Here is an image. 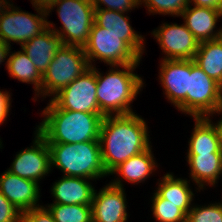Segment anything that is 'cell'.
Instances as JSON below:
<instances>
[{
    "label": "cell",
    "instance_id": "cell-8",
    "mask_svg": "<svg viewBox=\"0 0 222 222\" xmlns=\"http://www.w3.org/2000/svg\"><path fill=\"white\" fill-rule=\"evenodd\" d=\"M222 113V87L211 79L194 60L187 91V114L193 118Z\"/></svg>",
    "mask_w": 222,
    "mask_h": 222
},
{
    "label": "cell",
    "instance_id": "cell-27",
    "mask_svg": "<svg viewBox=\"0 0 222 222\" xmlns=\"http://www.w3.org/2000/svg\"><path fill=\"white\" fill-rule=\"evenodd\" d=\"M151 209L158 222H186L187 215L180 209V204L167 202L156 191L152 197Z\"/></svg>",
    "mask_w": 222,
    "mask_h": 222
},
{
    "label": "cell",
    "instance_id": "cell-10",
    "mask_svg": "<svg viewBox=\"0 0 222 222\" xmlns=\"http://www.w3.org/2000/svg\"><path fill=\"white\" fill-rule=\"evenodd\" d=\"M96 87V66H93L51 99L61 109L103 114L99 109Z\"/></svg>",
    "mask_w": 222,
    "mask_h": 222
},
{
    "label": "cell",
    "instance_id": "cell-3",
    "mask_svg": "<svg viewBox=\"0 0 222 222\" xmlns=\"http://www.w3.org/2000/svg\"><path fill=\"white\" fill-rule=\"evenodd\" d=\"M137 66L139 63L112 65L105 76L96 68V97L105 116L134 113L130 105L144 85L143 79L133 73Z\"/></svg>",
    "mask_w": 222,
    "mask_h": 222
},
{
    "label": "cell",
    "instance_id": "cell-24",
    "mask_svg": "<svg viewBox=\"0 0 222 222\" xmlns=\"http://www.w3.org/2000/svg\"><path fill=\"white\" fill-rule=\"evenodd\" d=\"M195 64L222 87V41L213 39L199 44Z\"/></svg>",
    "mask_w": 222,
    "mask_h": 222
},
{
    "label": "cell",
    "instance_id": "cell-11",
    "mask_svg": "<svg viewBox=\"0 0 222 222\" xmlns=\"http://www.w3.org/2000/svg\"><path fill=\"white\" fill-rule=\"evenodd\" d=\"M51 170L50 150L46 140L35 131L33 146L16 154L7 171L39 183Z\"/></svg>",
    "mask_w": 222,
    "mask_h": 222
},
{
    "label": "cell",
    "instance_id": "cell-29",
    "mask_svg": "<svg viewBox=\"0 0 222 222\" xmlns=\"http://www.w3.org/2000/svg\"><path fill=\"white\" fill-rule=\"evenodd\" d=\"M186 222H222V203L208 204V206H192Z\"/></svg>",
    "mask_w": 222,
    "mask_h": 222
},
{
    "label": "cell",
    "instance_id": "cell-9",
    "mask_svg": "<svg viewBox=\"0 0 222 222\" xmlns=\"http://www.w3.org/2000/svg\"><path fill=\"white\" fill-rule=\"evenodd\" d=\"M19 10L10 4L0 13V40L9 46L11 41L21 46L47 29L46 10L35 7L38 15Z\"/></svg>",
    "mask_w": 222,
    "mask_h": 222
},
{
    "label": "cell",
    "instance_id": "cell-36",
    "mask_svg": "<svg viewBox=\"0 0 222 222\" xmlns=\"http://www.w3.org/2000/svg\"><path fill=\"white\" fill-rule=\"evenodd\" d=\"M10 50L11 46L0 40V64L6 60V57H8L9 53L11 52Z\"/></svg>",
    "mask_w": 222,
    "mask_h": 222
},
{
    "label": "cell",
    "instance_id": "cell-20",
    "mask_svg": "<svg viewBox=\"0 0 222 222\" xmlns=\"http://www.w3.org/2000/svg\"><path fill=\"white\" fill-rule=\"evenodd\" d=\"M192 181L196 182L198 190L208 185H216L219 175H222V153H205L187 155Z\"/></svg>",
    "mask_w": 222,
    "mask_h": 222
},
{
    "label": "cell",
    "instance_id": "cell-15",
    "mask_svg": "<svg viewBox=\"0 0 222 222\" xmlns=\"http://www.w3.org/2000/svg\"><path fill=\"white\" fill-rule=\"evenodd\" d=\"M39 183L21 178L5 171L0 175V192L19 211L24 212L39 207Z\"/></svg>",
    "mask_w": 222,
    "mask_h": 222
},
{
    "label": "cell",
    "instance_id": "cell-25",
    "mask_svg": "<svg viewBox=\"0 0 222 222\" xmlns=\"http://www.w3.org/2000/svg\"><path fill=\"white\" fill-rule=\"evenodd\" d=\"M6 67L10 77L17 79L23 83L34 84V91L36 94L41 90L42 74L38 71L35 65L32 63L28 55L21 51L11 52L8 55Z\"/></svg>",
    "mask_w": 222,
    "mask_h": 222
},
{
    "label": "cell",
    "instance_id": "cell-31",
    "mask_svg": "<svg viewBox=\"0 0 222 222\" xmlns=\"http://www.w3.org/2000/svg\"><path fill=\"white\" fill-rule=\"evenodd\" d=\"M19 222H55V220L46 207L39 206L28 211L21 212Z\"/></svg>",
    "mask_w": 222,
    "mask_h": 222
},
{
    "label": "cell",
    "instance_id": "cell-16",
    "mask_svg": "<svg viewBox=\"0 0 222 222\" xmlns=\"http://www.w3.org/2000/svg\"><path fill=\"white\" fill-rule=\"evenodd\" d=\"M95 23L109 32L122 36L124 40L141 58L144 53V38L130 26L128 16L123 12L95 8Z\"/></svg>",
    "mask_w": 222,
    "mask_h": 222
},
{
    "label": "cell",
    "instance_id": "cell-37",
    "mask_svg": "<svg viewBox=\"0 0 222 222\" xmlns=\"http://www.w3.org/2000/svg\"><path fill=\"white\" fill-rule=\"evenodd\" d=\"M214 124H215V127H216L217 132H218L220 147H221V150H222V119L220 121H218L217 123H214Z\"/></svg>",
    "mask_w": 222,
    "mask_h": 222
},
{
    "label": "cell",
    "instance_id": "cell-35",
    "mask_svg": "<svg viewBox=\"0 0 222 222\" xmlns=\"http://www.w3.org/2000/svg\"><path fill=\"white\" fill-rule=\"evenodd\" d=\"M56 0H31L32 7L47 10Z\"/></svg>",
    "mask_w": 222,
    "mask_h": 222
},
{
    "label": "cell",
    "instance_id": "cell-5",
    "mask_svg": "<svg viewBox=\"0 0 222 222\" xmlns=\"http://www.w3.org/2000/svg\"><path fill=\"white\" fill-rule=\"evenodd\" d=\"M57 6L62 26L58 30L47 21V28L53 30L63 45L84 47L89 39L95 21V8L92 0H56L47 10V15ZM53 27V28H52Z\"/></svg>",
    "mask_w": 222,
    "mask_h": 222
},
{
    "label": "cell",
    "instance_id": "cell-18",
    "mask_svg": "<svg viewBox=\"0 0 222 222\" xmlns=\"http://www.w3.org/2000/svg\"><path fill=\"white\" fill-rule=\"evenodd\" d=\"M92 179L63 176L55 182L51 194L54 203L64 205H91L95 188L89 182Z\"/></svg>",
    "mask_w": 222,
    "mask_h": 222
},
{
    "label": "cell",
    "instance_id": "cell-33",
    "mask_svg": "<svg viewBox=\"0 0 222 222\" xmlns=\"http://www.w3.org/2000/svg\"><path fill=\"white\" fill-rule=\"evenodd\" d=\"M7 91L0 90V125L6 120L8 113L10 112L11 98ZM1 140V139H0ZM2 147V142L0 141V148Z\"/></svg>",
    "mask_w": 222,
    "mask_h": 222
},
{
    "label": "cell",
    "instance_id": "cell-23",
    "mask_svg": "<svg viewBox=\"0 0 222 222\" xmlns=\"http://www.w3.org/2000/svg\"><path fill=\"white\" fill-rule=\"evenodd\" d=\"M188 183L186 179L175 178L172 173H167L155 191L167 202L180 204V209L187 215L193 206L191 202L194 197Z\"/></svg>",
    "mask_w": 222,
    "mask_h": 222
},
{
    "label": "cell",
    "instance_id": "cell-38",
    "mask_svg": "<svg viewBox=\"0 0 222 222\" xmlns=\"http://www.w3.org/2000/svg\"><path fill=\"white\" fill-rule=\"evenodd\" d=\"M9 5L10 2L8 0H0V13H2Z\"/></svg>",
    "mask_w": 222,
    "mask_h": 222
},
{
    "label": "cell",
    "instance_id": "cell-21",
    "mask_svg": "<svg viewBox=\"0 0 222 222\" xmlns=\"http://www.w3.org/2000/svg\"><path fill=\"white\" fill-rule=\"evenodd\" d=\"M195 125L189 140L187 155L222 153L218 132L209 117L194 118Z\"/></svg>",
    "mask_w": 222,
    "mask_h": 222
},
{
    "label": "cell",
    "instance_id": "cell-13",
    "mask_svg": "<svg viewBox=\"0 0 222 222\" xmlns=\"http://www.w3.org/2000/svg\"><path fill=\"white\" fill-rule=\"evenodd\" d=\"M120 177L105 187L94 191L92 222H127V205Z\"/></svg>",
    "mask_w": 222,
    "mask_h": 222
},
{
    "label": "cell",
    "instance_id": "cell-4",
    "mask_svg": "<svg viewBox=\"0 0 222 222\" xmlns=\"http://www.w3.org/2000/svg\"><path fill=\"white\" fill-rule=\"evenodd\" d=\"M47 144L50 150L51 167L56 166L64 176L92 180L108 176L102 163L99 141Z\"/></svg>",
    "mask_w": 222,
    "mask_h": 222
},
{
    "label": "cell",
    "instance_id": "cell-22",
    "mask_svg": "<svg viewBox=\"0 0 222 222\" xmlns=\"http://www.w3.org/2000/svg\"><path fill=\"white\" fill-rule=\"evenodd\" d=\"M151 147L147 150L130 157L127 161L121 163L110 174H117L129 183H141L154 172L157 163L154 160Z\"/></svg>",
    "mask_w": 222,
    "mask_h": 222
},
{
    "label": "cell",
    "instance_id": "cell-7",
    "mask_svg": "<svg viewBox=\"0 0 222 222\" xmlns=\"http://www.w3.org/2000/svg\"><path fill=\"white\" fill-rule=\"evenodd\" d=\"M90 67L96 59L109 66L140 63L141 57L124 41L95 22L91 27L89 39L83 47Z\"/></svg>",
    "mask_w": 222,
    "mask_h": 222
},
{
    "label": "cell",
    "instance_id": "cell-14",
    "mask_svg": "<svg viewBox=\"0 0 222 222\" xmlns=\"http://www.w3.org/2000/svg\"><path fill=\"white\" fill-rule=\"evenodd\" d=\"M159 78L166 98L178 110L187 114V91L191 75V60H163Z\"/></svg>",
    "mask_w": 222,
    "mask_h": 222
},
{
    "label": "cell",
    "instance_id": "cell-17",
    "mask_svg": "<svg viewBox=\"0 0 222 222\" xmlns=\"http://www.w3.org/2000/svg\"><path fill=\"white\" fill-rule=\"evenodd\" d=\"M185 26L195 36L199 43L218 39L219 30L214 31L222 11L207 7L194 6L190 4L181 13Z\"/></svg>",
    "mask_w": 222,
    "mask_h": 222
},
{
    "label": "cell",
    "instance_id": "cell-32",
    "mask_svg": "<svg viewBox=\"0 0 222 222\" xmlns=\"http://www.w3.org/2000/svg\"><path fill=\"white\" fill-rule=\"evenodd\" d=\"M21 211L0 192V222H19Z\"/></svg>",
    "mask_w": 222,
    "mask_h": 222
},
{
    "label": "cell",
    "instance_id": "cell-12",
    "mask_svg": "<svg viewBox=\"0 0 222 222\" xmlns=\"http://www.w3.org/2000/svg\"><path fill=\"white\" fill-rule=\"evenodd\" d=\"M152 35L166 55L163 60H192L200 44L184 23H163Z\"/></svg>",
    "mask_w": 222,
    "mask_h": 222
},
{
    "label": "cell",
    "instance_id": "cell-28",
    "mask_svg": "<svg viewBox=\"0 0 222 222\" xmlns=\"http://www.w3.org/2000/svg\"><path fill=\"white\" fill-rule=\"evenodd\" d=\"M145 4L149 13L180 16L189 5V0H140V5Z\"/></svg>",
    "mask_w": 222,
    "mask_h": 222
},
{
    "label": "cell",
    "instance_id": "cell-2",
    "mask_svg": "<svg viewBox=\"0 0 222 222\" xmlns=\"http://www.w3.org/2000/svg\"><path fill=\"white\" fill-rule=\"evenodd\" d=\"M49 101L42 112L44 119L36 128L47 143L99 141L104 114L65 110Z\"/></svg>",
    "mask_w": 222,
    "mask_h": 222
},
{
    "label": "cell",
    "instance_id": "cell-19",
    "mask_svg": "<svg viewBox=\"0 0 222 222\" xmlns=\"http://www.w3.org/2000/svg\"><path fill=\"white\" fill-rule=\"evenodd\" d=\"M62 46L61 38L53 30L47 28L40 35L22 44L21 49L43 75Z\"/></svg>",
    "mask_w": 222,
    "mask_h": 222
},
{
    "label": "cell",
    "instance_id": "cell-26",
    "mask_svg": "<svg viewBox=\"0 0 222 222\" xmlns=\"http://www.w3.org/2000/svg\"><path fill=\"white\" fill-rule=\"evenodd\" d=\"M55 222H92L91 205H64L52 203L46 207Z\"/></svg>",
    "mask_w": 222,
    "mask_h": 222
},
{
    "label": "cell",
    "instance_id": "cell-34",
    "mask_svg": "<svg viewBox=\"0 0 222 222\" xmlns=\"http://www.w3.org/2000/svg\"><path fill=\"white\" fill-rule=\"evenodd\" d=\"M191 3L194 4V6L207 7L222 11V0H189V4Z\"/></svg>",
    "mask_w": 222,
    "mask_h": 222
},
{
    "label": "cell",
    "instance_id": "cell-39",
    "mask_svg": "<svg viewBox=\"0 0 222 222\" xmlns=\"http://www.w3.org/2000/svg\"><path fill=\"white\" fill-rule=\"evenodd\" d=\"M218 39L222 41V28L219 29Z\"/></svg>",
    "mask_w": 222,
    "mask_h": 222
},
{
    "label": "cell",
    "instance_id": "cell-30",
    "mask_svg": "<svg viewBox=\"0 0 222 222\" xmlns=\"http://www.w3.org/2000/svg\"><path fill=\"white\" fill-rule=\"evenodd\" d=\"M94 8L114 10L118 12H128L140 6V0H92ZM104 4V7H101ZM106 6V7H105Z\"/></svg>",
    "mask_w": 222,
    "mask_h": 222
},
{
    "label": "cell",
    "instance_id": "cell-1",
    "mask_svg": "<svg viewBox=\"0 0 222 222\" xmlns=\"http://www.w3.org/2000/svg\"><path fill=\"white\" fill-rule=\"evenodd\" d=\"M99 142L108 175L121 163L151 147L147 123L135 113L103 117Z\"/></svg>",
    "mask_w": 222,
    "mask_h": 222
},
{
    "label": "cell",
    "instance_id": "cell-6",
    "mask_svg": "<svg viewBox=\"0 0 222 222\" xmlns=\"http://www.w3.org/2000/svg\"><path fill=\"white\" fill-rule=\"evenodd\" d=\"M90 68L82 47L63 45L42 75L41 90L34 98L54 97Z\"/></svg>",
    "mask_w": 222,
    "mask_h": 222
}]
</instances>
